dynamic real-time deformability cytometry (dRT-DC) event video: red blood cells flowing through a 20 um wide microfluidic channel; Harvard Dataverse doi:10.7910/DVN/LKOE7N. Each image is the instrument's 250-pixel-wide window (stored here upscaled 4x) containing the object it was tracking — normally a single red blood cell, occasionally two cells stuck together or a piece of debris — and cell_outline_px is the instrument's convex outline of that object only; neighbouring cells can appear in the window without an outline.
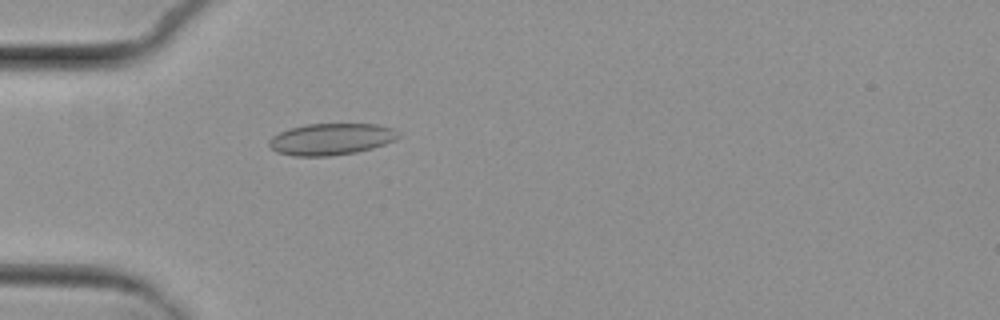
{"species": "common noctule bat (a hibernating species)", "species_latin": "Nyctalus noctula", "temperature_condition": "cold", "stored_images_in_passage": 5, "camera_frame_rate_fps": 3000, "um_per_image_px": 0.085, "animal": {"sex": "female", "body_mass_g": 29.2, "forearm_length_mm": 56.3}, "frame": {"image": 1, "passage_image": 5, "time_ms": 4.667, "image_size_px": [1000, 320], "cell_outline_px": [[400, 136], [396, 140], [372, 148], [356, 152], [328, 156], [292, 156], [276, 152], [268, 144], [268, 140], [272, 136], [288, 128], [304, 124], [380, 124], [392, 128], [400, 132]], "centroid_in_image_um": [28.14, 11.82], "position_along_channel_um": 56.9, "area_um2": 24.04}}